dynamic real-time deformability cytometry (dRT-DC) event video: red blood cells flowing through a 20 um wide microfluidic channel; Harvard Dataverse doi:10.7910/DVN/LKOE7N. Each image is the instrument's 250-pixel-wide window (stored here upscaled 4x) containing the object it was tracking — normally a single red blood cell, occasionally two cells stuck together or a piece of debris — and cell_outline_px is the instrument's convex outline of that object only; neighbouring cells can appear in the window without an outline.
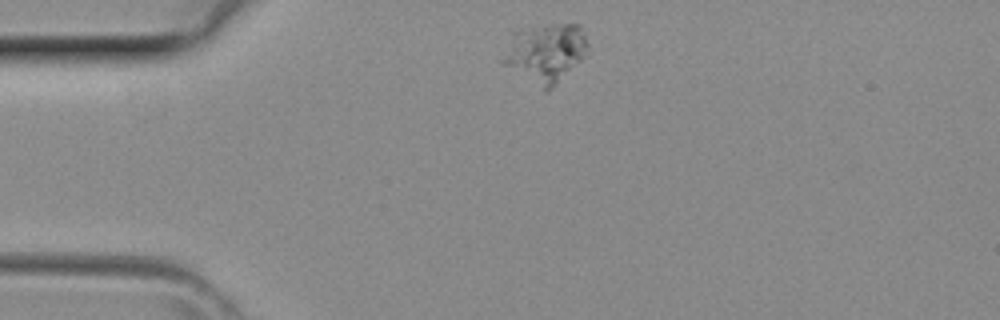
{"species": "common noctule bat (a hibernating species)", "species_latin": "Nyctalus noctula", "temperature_condition": "room temperature", "stored_images_in_passage": 2, "camera_frame_rate_fps": 3000, "um_per_image_px": 0.085, "animal": {"sex": "female", "body_mass_g": 29.2, "forearm_length_mm": 56.3}, "frame": {"image": 1, "passage_image": 1, "time_ms": 0.0, "image_size_px": [1000, 320], "cell_outline_px": [[588, 52], [552, 88], [544, 92], [500, 64], [496, 60], [512, 32], [552, 24], [580, 24], [588, 44]], "centroid_in_image_um": [46.26, 4.53], "position_along_channel_um": 38.7, "area_um2": 29.77}}